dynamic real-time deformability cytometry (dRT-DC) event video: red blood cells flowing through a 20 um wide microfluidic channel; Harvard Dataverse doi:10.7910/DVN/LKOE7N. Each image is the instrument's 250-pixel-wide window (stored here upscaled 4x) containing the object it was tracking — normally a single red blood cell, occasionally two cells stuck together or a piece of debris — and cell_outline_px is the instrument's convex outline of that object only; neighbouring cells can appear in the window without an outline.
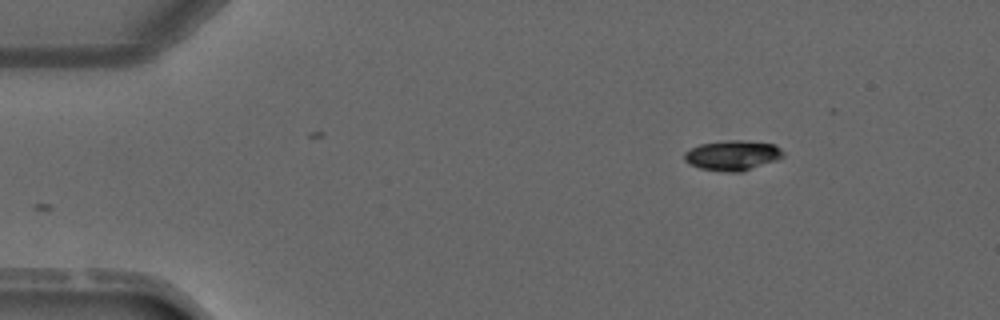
{"species": "common noctule bat (a hibernating species)", "species_latin": "Nyctalus noctula", "temperature_condition": "warm", "stored_images_in_passage": 2, "camera_frame_rate_fps": 3000, "um_per_image_px": 0.085, "animal": {"sex": "male", "forearm_length_mm": 52.5}, "frame": {"image": 1, "passage_image": 2, "time_ms": 1.0, "image_size_px": [1000, 320], "cell_outline_px": [[784, 156], [776, 160], [740, 172], [728, 172], [700, 168], [688, 164], [684, 160], [684, 152], [700, 144], [724, 140], [744, 140], [776, 144], [784, 152]], "centroid_in_image_um": [62.26, 13.19], "position_along_channel_um": 22.7, "area_um2": 17.34}}